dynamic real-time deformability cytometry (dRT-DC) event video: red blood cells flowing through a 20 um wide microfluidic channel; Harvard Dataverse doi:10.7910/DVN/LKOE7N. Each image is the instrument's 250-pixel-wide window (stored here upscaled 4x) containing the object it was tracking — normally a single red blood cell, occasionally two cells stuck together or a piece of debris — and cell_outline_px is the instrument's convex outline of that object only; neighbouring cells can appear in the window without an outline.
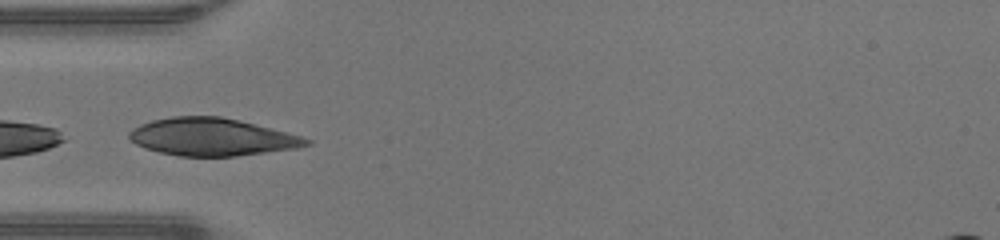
{"species": "human", "species_latin": "Homo sapiens", "temperature_condition": "warm", "stored_images_in_passage": 26, "camera_frame_rate_fps": 3000, "um_per_image_px": 0.085, "donor": {"sex": "male"}, "frame": {"image": 1, "passage_image": 1, "time_ms": 0.0, "image_size_px": [1000, 240], "cell_outline_px": [[312, 144], [296, 148], [236, 156], [180, 156], [160, 152], [144, 148], [128, 140], [128, 132], [132, 128], [140, 124], [152, 120], [172, 116], [220, 116], [300, 136], [312, 140]], "centroid_in_image_um": [17.94, 11.65], "position_along_channel_um": 67.1, "area_um2": 38.44}}
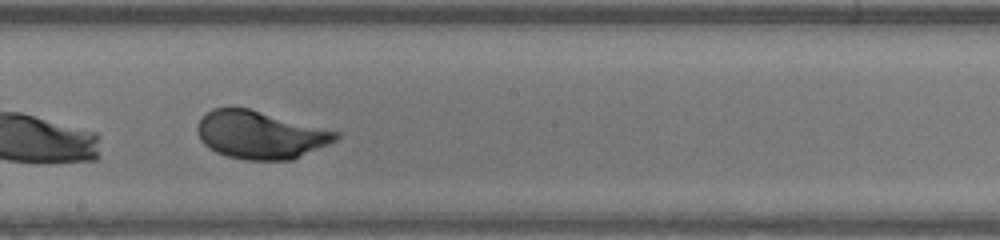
{"frame": {"image": 2, "passage_image": 12, "time_ms": 3.667, "image_size_px": [1000, 240], "cell_outline_px": [[340, 136], [336, 140], [328, 144], [292, 160], [248, 160], [228, 156], [216, 152], [204, 144], [200, 140], [196, 128], [200, 120], [212, 108], [248, 108], [340, 132]], "centroid_in_image_um": [22.13, 11.47], "position_along_channel_um": 226.1, "area_um2": 38.26}}
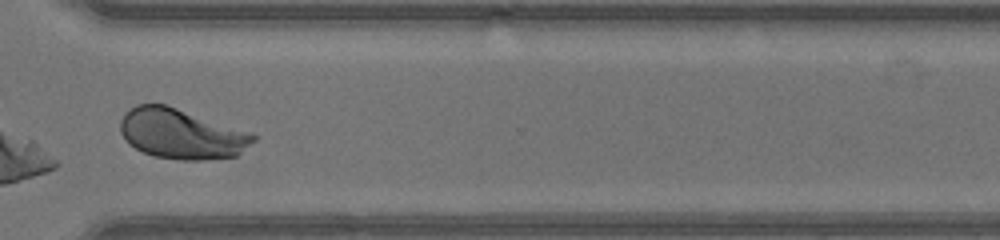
{"frame": {"image": 3, "passage_image": 21, "time_ms": 6.667, "image_size_px": [1000, 240], "cell_outline_px": [[256, 140], [236, 156], [204, 160], [180, 160], [156, 156], [144, 152], [128, 144], [120, 132], [120, 120], [124, 112], [136, 104], [164, 104], [252, 132], [256, 136]], "centroid_in_image_um": [15.41, 11.38], "position_along_channel_um": 355.2, "area_um2": 38.84}, "authors_computed_cell_mechanics": {"area_um2": 38.5526, "velocity_mm_per_s": 4.3072, "shape_relaxation_time_tau1_ms": 1.7603, "shape_relaxation_time_tau2_ms": null, "deformation_change_tau1": 0.133, "deformation_change_tau2": null}}